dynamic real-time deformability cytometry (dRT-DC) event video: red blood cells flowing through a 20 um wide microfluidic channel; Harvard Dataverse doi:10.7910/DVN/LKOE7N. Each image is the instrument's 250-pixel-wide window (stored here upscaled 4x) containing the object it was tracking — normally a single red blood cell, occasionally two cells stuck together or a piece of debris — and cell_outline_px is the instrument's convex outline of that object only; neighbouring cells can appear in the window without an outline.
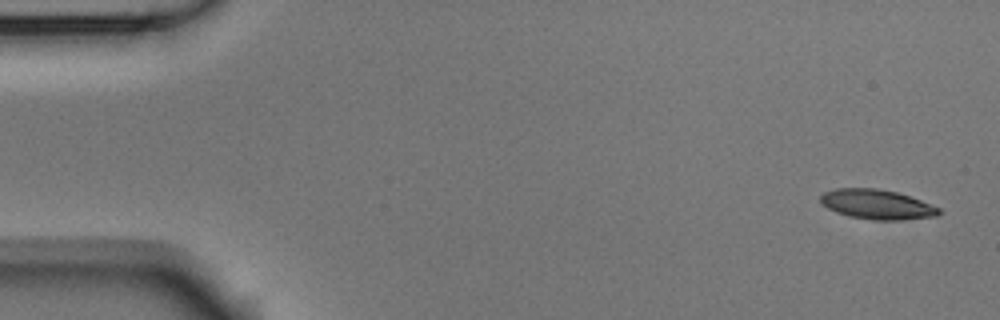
{"species": "Egyptian fruit bat (a non-hibernating species)", "species_latin": "Rousettus aegyptiacus", "temperature_condition": "room temperature", "stored_images_in_passage": 6, "camera_frame_rate_fps": 3000, "um_per_image_px": 0.085, "animal": {"sex": "male"}, "frame": {"image": 1, "passage_image": 1, "time_ms": 0.0, "image_size_px": [1000, 320], "cell_outline_px": [[940, 212], [936, 216], [900, 220], [876, 220], [848, 216], [836, 212], [828, 208], [820, 200], [820, 196], [824, 192], [836, 188], [876, 188], [896, 192], [920, 200], [940, 208]], "centroid_in_image_um": [74.52, 17.37], "position_along_channel_um": 10.5, "area_um2": 20.29}}
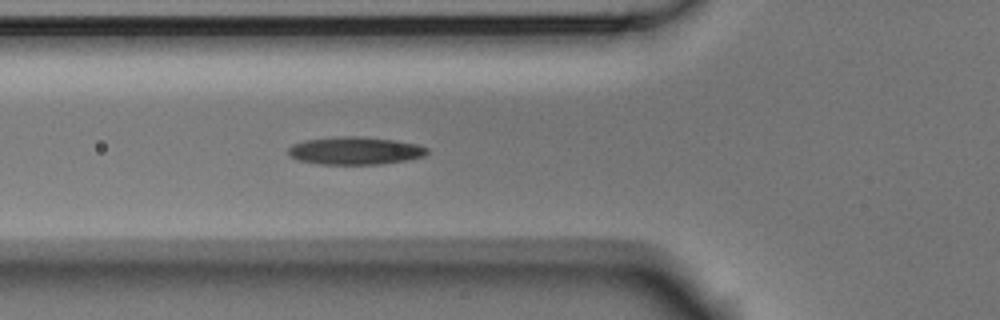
{"frame": {"image": 2, "passage_image": 6, "time_ms": 1.667, "image_size_px": [1000, 320], "cell_outline_px": [[428, 152], [424, 156], [408, 160], [380, 164], [320, 164], [300, 160], [292, 156], [288, 152], [288, 148], [292, 144], [304, 140], [332, 136], [360, 136], [396, 140], [420, 144], [428, 148]], "centroid_in_image_um": [30.22, 12.79], "position_along_channel_um": 95.6, "area_um2": 22.66}}